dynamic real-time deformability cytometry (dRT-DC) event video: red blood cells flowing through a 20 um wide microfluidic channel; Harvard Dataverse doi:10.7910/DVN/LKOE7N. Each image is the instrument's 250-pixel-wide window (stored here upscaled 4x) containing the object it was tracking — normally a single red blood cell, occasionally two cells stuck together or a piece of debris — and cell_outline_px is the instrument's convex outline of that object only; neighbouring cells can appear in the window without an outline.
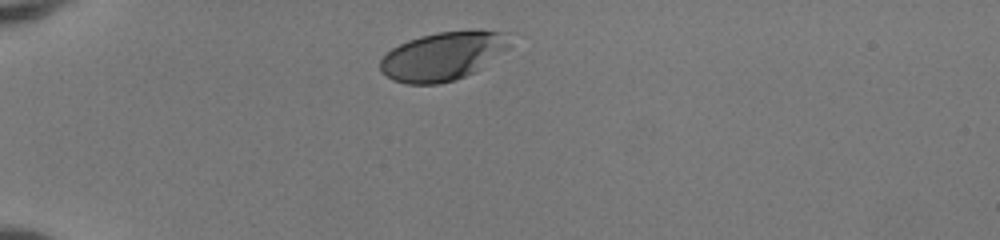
{"species": "human", "species_latin": "Homo sapiens", "temperature_condition": "room temperature", "stored_images_in_passage": 32, "camera_frame_rate_fps": 3000, "um_per_image_px": 0.085, "donor": {"sex": "female"}, "frame": {"image": 1, "passage_image": 1, "time_ms": 0.0, "image_size_px": [1000, 240], "cell_outline_px": [[508, 48], [476, 72], [456, 80], [440, 84], [408, 84], [392, 80], [380, 72], [380, 60], [392, 48], [408, 40], [420, 36], [436, 32], [472, 28], [480, 28], [504, 32], [508, 36]], "centroid_in_image_um": [37.66, 4.75], "position_along_channel_um": 47.3, "area_um2": 37.22}}
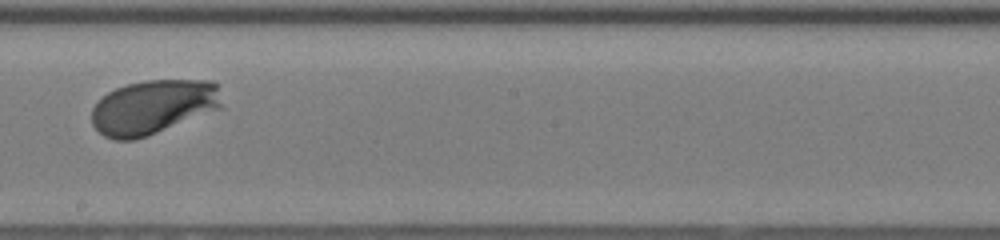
{"frame": {"image": 2, "passage_image": 18, "time_ms": 5.667, "image_size_px": [1000, 240], "cell_outline_px": [[224, 108], [156, 132], [132, 140], [112, 140], [104, 136], [92, 124], [92, 108], [108, 92], [116, 88], [128, 84], [144, 80], [212, 80], [216, 84]], "centroid_in_image_um": [13.04, 9.09], "position_along_channel_um": 235.2, "area_um2": 41.1}}
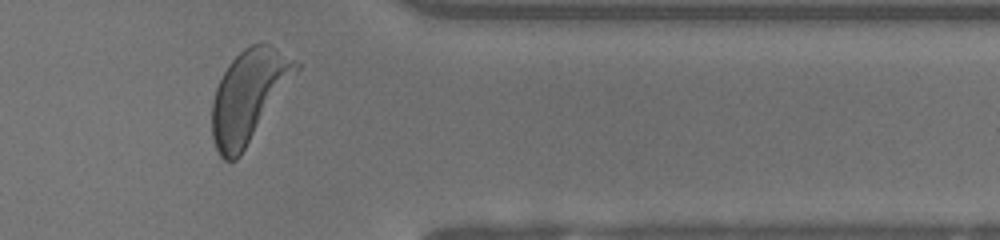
{"frame": {"image": 3, "passage_image": 30, "time_ms": 9.667, "image_size_px": [1000, 240], "cell_outline_px": [[300, 68], [240, 156], [236, 160], [224, 160], [220, 156], [216, 148], [212, 136], [212, 100], [216, 88], [228, 64], [244, 48], [252, 44], [272, 44], [300, 64]], "centroid_in_image_um": [21.13, 8.15], "position_along_channel_um": 390.3, "area_um2": 44.33}, "authors_computed_cell_mechanics": {"area_um2": 40.1999, "velocity_mm_per_s": 4.0398, "shape_relaxation_time_tau1_ms": 0.8581, "shape_relaxation_time_tau2_ms": null, "deformation_change_tau1": 0.1041, "deformation_change_tau2": null}}